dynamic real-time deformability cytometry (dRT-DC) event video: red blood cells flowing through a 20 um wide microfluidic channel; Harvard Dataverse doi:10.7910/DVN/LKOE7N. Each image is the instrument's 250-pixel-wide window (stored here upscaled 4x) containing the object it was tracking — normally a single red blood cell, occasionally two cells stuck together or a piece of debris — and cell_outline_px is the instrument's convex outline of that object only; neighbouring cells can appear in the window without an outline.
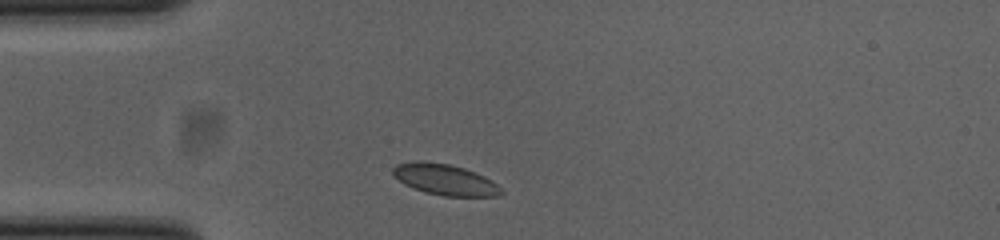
{"species": "common noctule bat (a hibernating species)", "species_latin": "Nyctalus noctula", "temperature_condition": "cold", "stored_images_in_passage": 31, "camera_frame_rate_fps": 3000, "um_per_image_px": 0.085, "animal": {"sex": "female", "body_mass_g": 23.0, "forearm_length_mm": 53.4}, "frame": {"image": 1, "passage_image": 1, "time_ms": 0.0, "image_size_px": [1000, 240], "cell_outline_px": [[504, 192], [496, 196], [444, 196], [424, 192], [412, 188], [404, 184], [392, 176], [392, 168], [396, 164], [448, 164], [464, 168], [476, 172], [484, 176], [496, 184]], "centroid_in_image_um": [37.84, 15.32], "position_along_channel_um": 47.2, "area_um2": 18.84}}
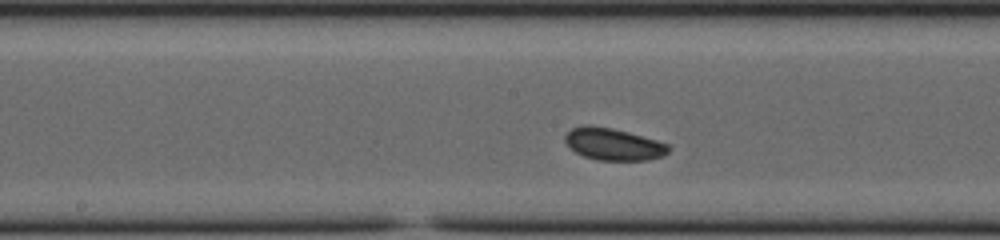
{"frame": {"image": 2, "passage_image": 14, "time_ms": 4.333, "image_size_px": [1000, 240], "cell_outline_px": [[672, 148], [664, 156], [648, 160], [596, 160], [584, 156], [576, 152], [564, 140], [564, 136], [572, 128], [584, 124], [588, 124], [612, 128], [628, 132], [656, 140], [668, 144]], "centroid_in_image_um": [52.15, 12.25], "position_along_channel_um": 196.0, "area_um2": 19.36}}
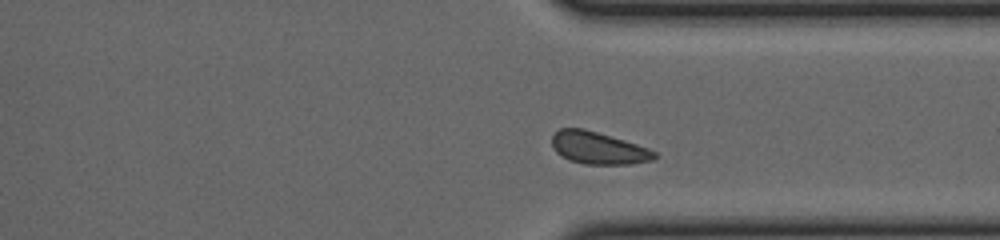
{"frame": {"image": 3, "passage_image": 27, "time_ms": 8.667, "image_size_px": [1000, 240], "cell_outline_px": [[660, 156], [652, 160], [632, 164], [584, 164], [572, 160], [556, 152], [552, 144], [552, 136], [560, 128], [584, 128], [624, 140], [648, 148], [656, 152]], "centroid_in_image_um": [50.89, 12.58], "position_along_channel_um": 360.5, "area_um2": 19.13}}